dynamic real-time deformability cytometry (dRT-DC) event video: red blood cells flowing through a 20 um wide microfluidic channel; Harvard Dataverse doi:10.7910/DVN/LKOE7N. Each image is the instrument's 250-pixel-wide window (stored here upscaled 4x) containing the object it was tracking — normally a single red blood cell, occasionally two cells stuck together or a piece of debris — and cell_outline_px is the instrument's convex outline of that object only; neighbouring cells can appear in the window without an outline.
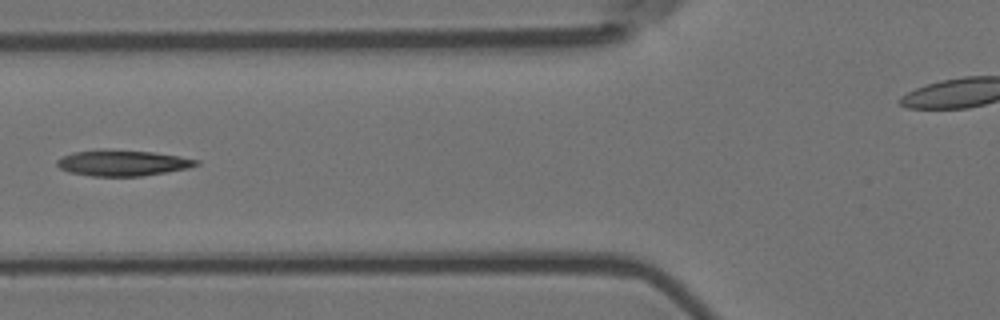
{"species": "Egyptian fruit bat (a non-hibernating species)", "species_latin": "Rousettus aegyptiacus", "temperature_condition": "room temperature", "stored_images_in_passage": 9, "camera_frame_rate_fps": 3000, "um_per_image_px": 0.085, "animal": {"sex": "female"}, "frame": {"image": 1, "passage_image": 6, "time_ms": 1.667, "image_size_px": [1000, 320], "cell_outline_px": [[200, 164], [188, 168], [140, 176], [92, 176], [68, 172], [60, 168], [56, 164], [56, 160], [72, 152], [152, 152], [180, 156], [200, 160]], "centroid_in_image_um": [10.46, 13.89], "position_along_channel_um": 115.3, "area_um2": 20.0}}
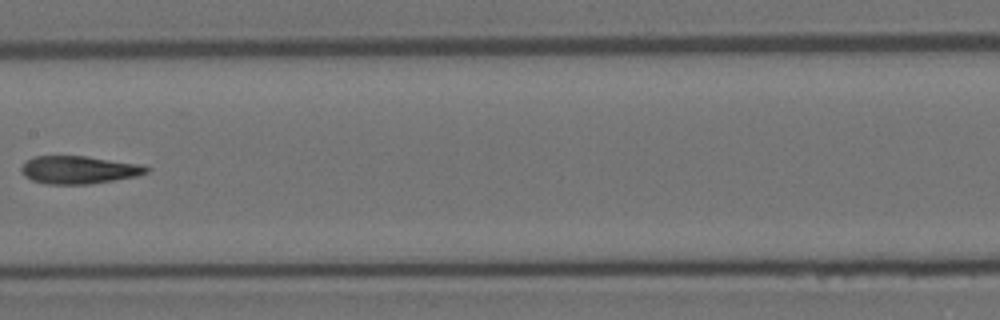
{"frame": {"image": 2, "passage_image": 8, "time_ms": 2.333, "image_size_px": [1000, 320], "cell_outline_px": [[152, 168], [148, 172], [136, 176], [88, 184], [44, 184], [32, 180], [24, 176], [20, 172], [20, 168], [28, 160], [36, 156], [84, 156], [144, 164]], "centroid_in_image_um": [6.72, 14.43], "position_along_channel_um": 200.7, "area_um2": 20.35}}
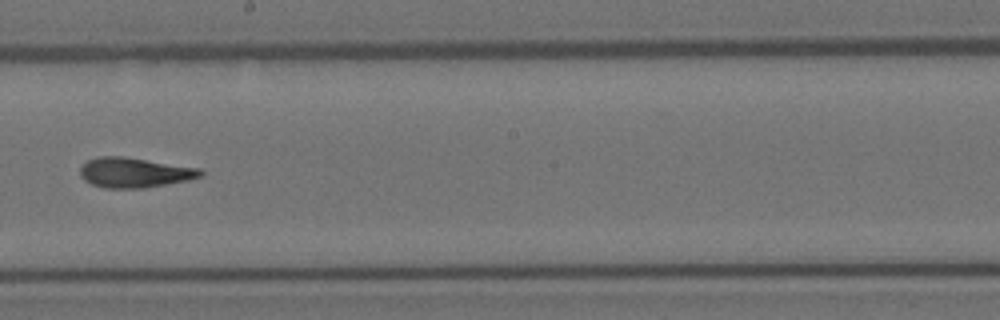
{"frame": {"image": 3, "passage_image": 9, "time_ms": 2.667, "image_size_px": [1000, 320], "cell_outline_px": [[204, 172], [200, 176], [188, 180], [140, 188], [104, 188], [92, 184], [84, 180], [80, 176], [80, 168], [88, 160], [100, 156], [124, 156], [200, 168]], "centroid_in_image_um": [11.4, 14.66], "position_along_channel_um": 236.8, "area_um2": 20.87}}